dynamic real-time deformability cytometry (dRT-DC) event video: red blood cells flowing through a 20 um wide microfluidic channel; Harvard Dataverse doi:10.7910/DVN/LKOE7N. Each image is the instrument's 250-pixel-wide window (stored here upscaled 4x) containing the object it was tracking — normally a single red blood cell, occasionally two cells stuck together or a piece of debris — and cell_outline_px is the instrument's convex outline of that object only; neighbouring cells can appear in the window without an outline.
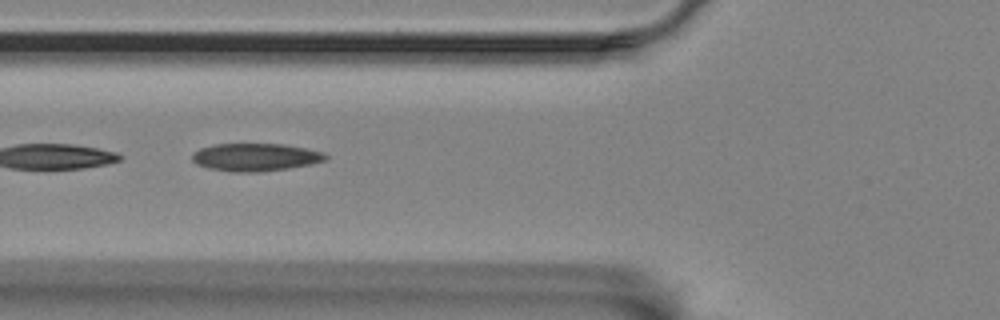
{"species": "Egyptian fruit bat (a non-hibernating species)", "species_latin": "Rousettus aegyptiacus", "temperature_condition": "room temperature", "stored_images_in_passage": 7, "camera_frame_rate_fps": 3000, "um_per_image_px": 0.085, "animal": {"sex": "female"}, "frame": {"image": 1, "passage_image": 4, "time_ms": 1.0, "image_size_px": [1000, 320], "cell_outline_px": [[328, 160], [312, 164], [288, 168], [260, 172], [232, 172], [208, 168], [196, 164], [192, 160], [192, 152], [200, 148], [216, 144], [284, 144], [324, 152], [328, 156]], "centroid_in_image_um": [21.72, 13.36], "position_along_channel_um": 104.1, "area_um2": 21.73}}